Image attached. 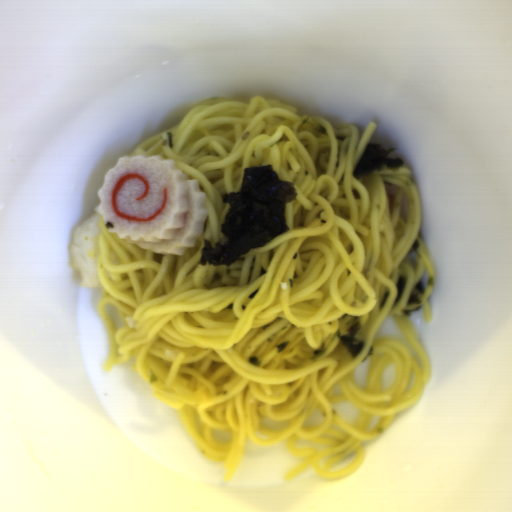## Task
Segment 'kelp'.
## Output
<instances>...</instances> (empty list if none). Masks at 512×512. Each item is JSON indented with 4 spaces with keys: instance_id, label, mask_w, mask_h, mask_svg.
Listing matches in <instances>:
<instances>
[{
    "instance_id": "1",
    "label": "kelp",
    "mask_w": 512,
    "mask_h": 512,
    "mask_svg": "<svg viewBox=\"0 0 512 512\" xmlns=\"http://www.w3.org/2000/svg\"><path fill=\"white\" fill-rule=\"evenodd\" d=\"M297 195L294 183L281 180L272 163L245 168L239 191L222 195V202L230 204L220 226L225 240L214 246L203 240L199 263L230 267L244 254L290 230L285 208Z\"/></svg>"
},
{
    "instance_id": "3",
    "label": "kelp",
    "mask_w": 512,
    "mask_h": 512,
    "mask_svg": "<svg viewBox=\"0 0 512 512\" xmlns=\"http://www.w3.org/2000/svg\"><path fill=\"white\" fill-rule=\"evenodd\" d=\"M361 327L360 322L356 321L350 324L346 334L342 335V332L340 331L337 333V337L343 342L344 347L347 348L353 358L360 353L365 345V342L356 338Z\"/></svg>"
},
{
    "instance_id": "9",
    "label": "kelp",
    "mask_w": 512,
    "mask_h": 512,
    "mask_svg": "<svg viewBox=\"0 0 512 512\" xmlns=\"http://www.w3.org/2000/svg\"><path fill=\"white\" fill-rule=\"evenodd\" d=\"M289 342H285V343H280L279 345H277V350H278V353L279 352H282L287 346H288Z\"/></svg>"
},
{
    "instance_id": "8",
    "label": "kelp",
    "mask_w": 512,
    "mask_h": 512,
    "mask_svg": "<svg viewBox=\"0 0 512 512\" xmlns=\"http://www.w3.org/2000/svg\"><path fill=\"white\" fill-rule=\"evenodd\" d=\"M168 148L173 149V133L167 132Z\"/></svg>"
},
{
    "instance_id": "4",
    "label": "kelp",
    "mask_w": 512,
    "mask_h": 512,
    "mask_svg": "<svg viewBox=\"0 0 512 512\" xmlns=\"http://www.w3.org/2000/svg\"><path fill=\"white\" fill-rule=\"evenodd\" d=\"M426 292V286L424 284V282H421L419 281L412 289L409 297H408V300L406 302V304L408 306H412L414 304H419L421 303L422 299V295Z\"/></svg>"
},
{
    "instance_id": "5",
    "label": "kelp",
    "mask_w": 512,
    "mask_h": 512,
    "mask_svg": "<svg viewBox=\"0 0 512 512\" xmlns=\"http://www.w3.org/2000/svg\"><path fill=\"white\" fill-rule=\"evenodd\" d=\"M407 285V278L403 277V276H400L398 282H397V292H398V296L396 298V301L395 303L398 302V300L400 299L405 287Z\"/></svg>"
},
{
    "instance_id": "2",
    "label": "kelp",
    "mask_w": 512,
    "mask_h": 512,
    "mask_svg": "<svg viewBox=\"0 0 512 512\" xmlns=\"http://www.w3.org/2000/svg\"><path fill=\"white\" fill-rule=\"evenodd\" d=\"M396 149L398 147L383 148L380 143L368 144L352 171L353 178L358 180L365 175L384 169H400L405 163L404 159L398 157L393 159L389 156Z\"/></svg>"
},
{
    "instance_id": "7",
    "label": "kelp",
    "mask_w": 512,
    "mask_h": 512,
    "mask_svg": "<svg viewBox=\"0 0 512 512\" xmlns=\"http://www.w3.org/2000/svg\"><path fill=\"white\" fill-rule=\"evenodd\" d=\"M422 309V306H418V307H415V309H408V310H405L403 311L404 315L405 316H411L413 312H417V311H420Z\"/></svg>"
},
{
    "instance_id": "12",
    "label": "kelp",
    "mask_w": 512,
    "mask_h": 512,
    "mask_svg": "<svg viewBox=\"0 0 512 512\" xmlns=\"http://www.w3.org/2000/svg\"><path fill=\"white\" fill-rule=\"evenodd\" d=\"M434 283H435V281H434V277H429V278H428V281H427V284H428L429 286H433V285H434Z\"/></svg>"
},
{
    "instance_id": "13",
    "label": "kelp",
    "mask_w": 512,
    "mask_h": 512,
    "mask_svg": "<svg viewBox=\"0 0 512 512\" xmlns=\"http://www.w3.org/2000/svg\"><path fill=\"white\" fill-rule=\"evenodd\" d=\"M346 138H347V136H343V135L342 136H336V139L338 141H344V140H346Z\"/></svg>"
},
{
    "instance_id": "6",
    "label": "kelp",
    "mask_w": 512,
    "mask_h": 512,
    "mask_svg": "<svg viewBox=\"0 0 512 512\" xmlns=\"http://www.w3.org/2000/svg\"><path fill=\"white\" fill-rule=\"evenodd\" d=\"M248 361L250 362V364L253 367H260V365H261V362H260L259 358L255 357V356H250Z\"/></svg>"
},
{
    "instance_id": "10",
    "label": "kelp",
    "mask_w": 512,
    "mask_h": 512,
    "mask_svg": "<svg viewBox=\"0 0 512 512\" xmlns=\"http://www.w3.org/2000/svg\"><path fill=\"white\" fill-rule=\"evenodd\" d=\"M420 248V242L419 240H415V242L412 245V250L417 251Z\"/></svg>"
},
{
    "instance_id": "11",
    "label": "kelp",
    "mask_w": 512,
    "mask_h": 512,
    "mask_svg": "<svg viewBox=\"0 0 512 512\" xmlns=\"http://www.w3.org/2000/svg\"><path fill=\"white\" fill-rule=\"evenodd\" d=\"M317 131H318L320 134L327 135V130H326V128H324L323 126L318 127V128H317Z\"/></svg>"
}]
</instances>
